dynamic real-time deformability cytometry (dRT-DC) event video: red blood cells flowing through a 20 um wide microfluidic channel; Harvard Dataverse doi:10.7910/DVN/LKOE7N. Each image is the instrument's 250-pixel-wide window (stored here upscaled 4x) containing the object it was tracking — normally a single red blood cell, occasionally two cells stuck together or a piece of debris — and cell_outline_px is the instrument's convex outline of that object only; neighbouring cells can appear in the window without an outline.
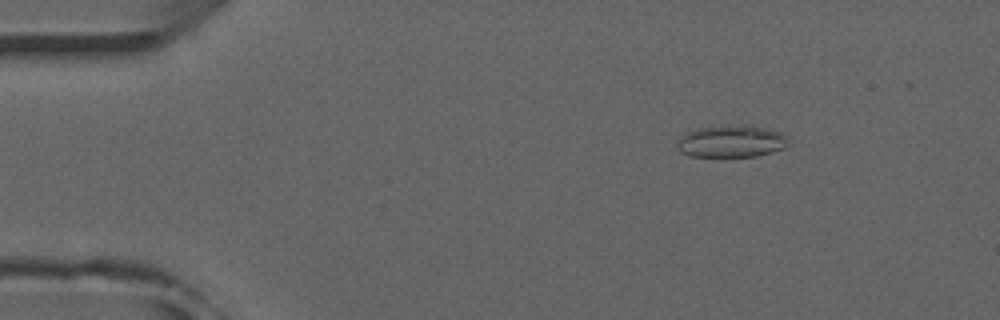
{"species": "common noctule bat (a hibernating species)", "species_latin": "Nyctalus noctula", "temperature_condition": "room temperature", "stored_images_in_passage": 48, "camera_frame_rate_fps": 3000, "um_per_image_px": 0.085, "animal": {"sex": "male", "forearm_length_mm": 52.5}, "frame": {"image": 1, "passage_image": 4, "time_ms": 1.0, "image_size_px": [1000, 320], "cell_outline_px": [[788, 144], [784, 148], [772, 152], [756, 156], [720, 160], [688, 156], [680, 152], [676, 148], [676, 144], [688, 132], [696, 128], [748, 124], [752, 124], [780, 132], [788, 140]], "centroid_in_image_um": [62.14, 12.07], "position_along_channel_um": 22.9, "area_um2": 21.73}}
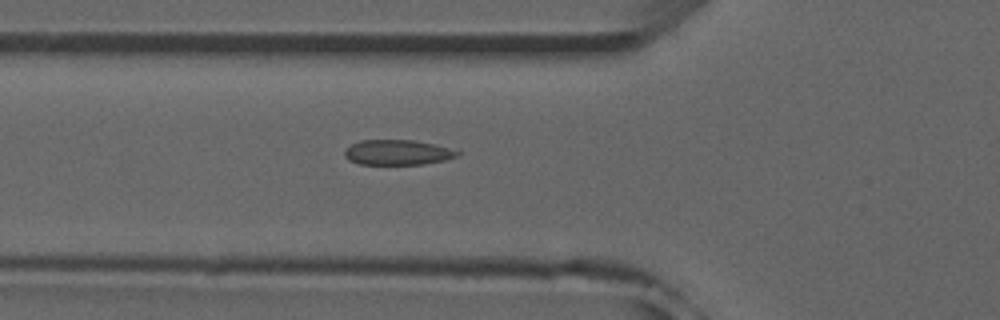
{"frame": {"image": 2, "passage_image": 15, "time_ms": 4.667, "image_size_px": [1000, 320], "cell_outline_px": [[460, 152], [456, 156], [444, 160], [424, 164], [360, 164], [348, 160], [344, 156], [344, 152], [352, 144], [360, 140], [412, 140], [460, 148]], "centroid_in_image_um": [33.86, 12.94], "position_along_channel_um": 91.9, "area_um2": 16.7}}
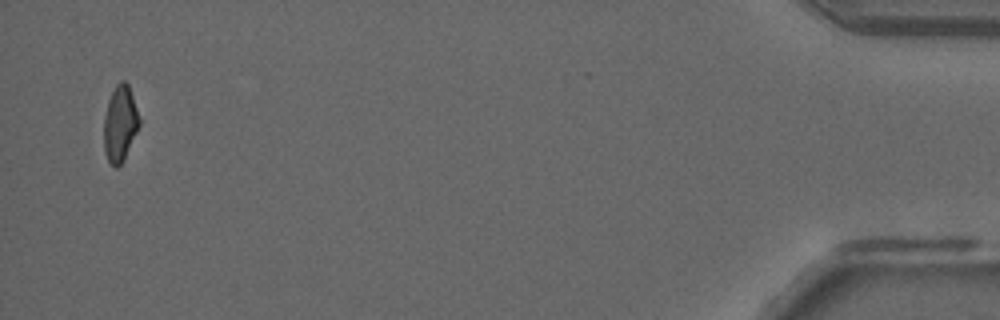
{"frame": {"image": 3, "passage_image": 47, "time_ms": 15.333, "image_size_px": [1000, 320], "cell_outline_px": [[140, 124], [124, 160], [116, 168], [108, 160], [104, 152], [104, 116], [108, 100], [116, 84], [120, 80], [124, 80], [128, 84], [140, 120]], "centroid_in_image_um": [10.19, 10.51], "position_along_channel_um": 425.0, "area_um2": 15.55}}